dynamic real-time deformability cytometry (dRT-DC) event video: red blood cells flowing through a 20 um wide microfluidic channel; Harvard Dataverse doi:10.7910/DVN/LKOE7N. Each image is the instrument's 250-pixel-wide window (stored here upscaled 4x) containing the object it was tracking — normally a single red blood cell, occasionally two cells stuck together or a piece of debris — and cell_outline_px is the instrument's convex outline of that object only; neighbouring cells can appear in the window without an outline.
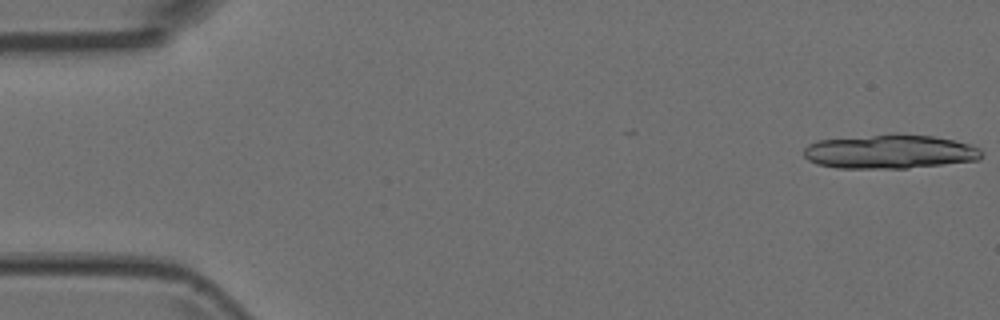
{"species": "Egyptian fruit bat (a non-hibernating species)", "species_latin": "Rousettus aegyptiacus", "temperature_condition": "room temperature", "stored_images_in_passage": 3, "camera_frame_rate_fps": 3000, "um_per_image_px": 0.085, "animal": {"sex": "female"}, "frame": {"image": 1, "passage_image": 1, "time_ms": 0.0, "image_size_px": [1000, 320], "cell_outline_px": [[984, 152], [980, 160], [908, 168], [836, 168], [816, 164], [808, 160], [804, 156], [804, 148], [808, 144], [816, 140], [872, 136], [932, 136], [952, 140], [968, 144], [980, 148]], "centroid_in_image_um": [75.62, 12.93], "position_along_channel_um": 9.4, "area_um2": 34.56}}